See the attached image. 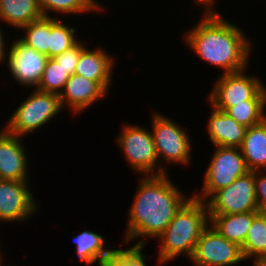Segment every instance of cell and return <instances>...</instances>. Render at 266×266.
<instances>
[{"mask_svg":"<svg viewBox=\"0 0 266 266\" xmlns=\"http://www.w3.org/2000/svg\"><path fill=\"white\" fill-rule=\"evenodd\" d=\"M43 15L37 0H0V20L22 29Z\"/></svg>","mask_w":266,"mask_h":266,"instance_id":"19","label":"cell"},{"mask_svg":"<svg viewBox=\"0 0 266 266\" xmlns=\"http://www.w3.org/2000/svg\"><path fill=\"white\" fill-rule=\"evenodd\" d=\"M206 200L209 214L259 212L255 196V171H248Z\"/></svg>","mask_w":266,"mask_h":266,"instance_id":"8","label":"cell"},{"mask_svg":"<svg viewBox=\"0 0 266 266\" xmlns=\"http://www.w3.org/2000/svg\"><path fill=\"white\" fill-rule=\"evenodd\" d=\"M60 97L55 93L34 88L17 109L10 115L4 130L24 138L26 134L48 124L62 110Z\"/></svg>","mask_w":266,"mask_h":266,"instance_id":"4","label":"cell"},{"mask_svg":"<svg viewBox=\"0 0 266 266\" xmlns=\"http://www.w3.org/2000/svg\"><path fill=\"white\" fill-rule=\"evenodd\" d=\"M144 246H132L124 249H114L112 254L107 258L104 266H146L145 259L147 256L142 253Z\"/></svg>","mask_w":266,"mask_h":266,"instance_id":"27","label":"cell"},{"mask_svg":"<svg viewBox=\"0 0 266 266\" xmlns=\"http://www.w3.org/2000/svg\"><path fill=\"white\" fill-rule=\"evenodd\" d=\"M115 61L107 51L99 49L90 50L86 46L81 50L74 74L96 81L107 93L112 86V73Z\"/></svg>","mask_w":266,"mask_h":266,"instance_id":"15","label":"cell"},{"mask_svg":"<svg viewBox=\"0 0 266 266\" xmlns=\"http://www.w3.org/2000/svg\"><path fill=\"white\" fill-rule=\"evenodd\" d=\"M0 258H3L2 250H1V245H0Z\"/></svg>","mask_w":266,"mask_h":266,"instance_id":"34","label":"cell"},{"mask_svg":"<svg viewBox=\"0 0 266 266\" xmlns=\"http://www.w3.org/2000/svg\"><path fill=\"white\" fill-rule=\"evenodd\" d=\"M3 34H4V33H3L2 29L0 28V64H2L5 60H7V56H8V54H6V53H8L7 49H9V48H7V46H6V44H7L8 42H5V41H4V40H5L4 37H6V36H4ZM4 42H5V43H4ZM6 51H7V52H6Z\"/></svg>","mask_w":266,"mask_h":266,"instance_id":"30","label":"cell"},{"mask_svg":"<svg viewBox=\"0 0 266 266\" xmlns=\"http://www.w3.org/2000/svg\"><path fill=\"white\" fill-rule=\"evenodd\" d=\"M5 62L12 78L21 86L36 88L41 79L48 57L28 47L20 39L8 47Z\"/></svg>","mask_w":266,"mask_h":266,"instance_id":"11","label":"cell"},{"mask_svg":"<svg viewBox=\"0 0 266 266\" xmlns=\"http://www.w3.org/2000/svg\"><path fill=\"white\" fill-rule=\"evenodd\" d=\"M29 181L0 179V222H23L38 210Z\"/></svg>","mask_w":266,"mask_h":266,"instance_id":"12","label":"cell"},{"mask_svg":"<svg viewBox=\"0 0 266 266\" xmlns=\"http://www.w3.org/2000/svg\"><path fill=\"white\" fill-rule=\"evenodd\" d=\"M213 109L208 121L209 140L213 146L240 148L246 132V127L236 122L225 112Z\"/></svg>","mask_w":266,"mask_h":266,"instance_id":"16","label":"cell"},{"mask_svg":"<svg viewBox=\"0 0 266 266\" xmlns=\"http://www.w3.org/2000/svg\"><path fill=\"white\" fill-rule=\"evenodd\" d=\"M253 262L252 265L253 266H266V254L252 258Z\"/></svg>","mask_w":266,"mask_h":266,"instance_id":"32","label":"cell"},{"mask_svg":"<svg viewBox=\"0 0 266 266\" xmlns=\"http://www.w3.org/2000/svg\"><path fill=\"white\" fill-rule=\"evenodd\" d=\"M209 223L206 203L193 196L189 198L175 213L164 232L157 237L161 242L157 262L166 264L181 254H186L190 259L201 233Z\"/></svg>","mask_w":266,"mask_h":266,"instance_id":"3","label":"cell"},{"mask_svg":"<svg viewBox=\"0 0 266 266\" xmlns=\"http://www.w3.org/2000/svg\"><path fill=\"white\" fill-rule=\"evenodd\" d=\"M190 260L195 266H233L245 261L241 247L210 224L201 233Z\"/></svg>","mask_w":266,"mask_h":266,"instance_id":"9","label":"cell"},{"mask_svg":"<svg viewBox=\"0 0 266 266\" xmlns=\"http://www.w3.org/2000/svg\"><path fill=\"white\" fill-rule=\"evenodd\" d=\"M244 70L221 74L209 95V104L217 110L251 100L265 85L258 76H248Z\"/></svg>","mask_w":266,"mask_h":266,"instance_id":"10","label":"cell"},{"mask_svg":"<svg viewBox=\"0 0 266 266\" xmlns=\"http://www.w3.org/2000/svg\"><path fill=\"white\" fill-rule=\"evenodd\" d=\"M85 43H81L80 41L67 51L62 54L55 56L52 58L58 65L63 67L66 71H68L69 75L75 73L76 66L80 57V52L84 48Z\"/></svg>","mask_w":266,"mask_h":266,"instance_id":"28","label":"cell"},{"mask_svg":"<svg viewBox=\"0 0 266 266\" xmlns=\"http://www.w3.org/2000/svg\"><path fill=\"white\" fill-rule=\"evenodd\" d=\"M106 95L108 93L96 81L72 74L59 97L63 108L68 106L71 111L80 114Z\"/></svg>","mask_w":266,"mask_h":266,"instance_id":"14","label":"cell"},{"mask_svg":"<svg viewBox=\"0 0 266 266\" xmlns=\"http://www.w3.org/2000/svg\"><path fill=\"white\" fill-rule=\"evenodd\" d=\"M69 77L68 71L58 65L52 58H48L41 79L35 89L60 95Z\"/></svg>","mask_w":266,"mask_h":266,"instance_id":"25","label":"cell"},{"mask_svg":"<svg viewBox=\"0 0 266 266\" xmlns=\"http://www.w3.org/2000/svg\"><path fill=\"white\" fill-rule=\"evenodd\" d=\"M3 258H0V266L3 264L2 262L4 261V260H2Z\"/></svg>","mask_w":266,"mask_h":266,"instance_id":"35","label":"cell"},{"mask_svg":"<svg viewBox=\"0 0 266 266\" xmlns=\"http://www.w3.org/2000/svg\"><path fill=\"white\" fill-rule=\"evenodd\" d=\"M255 196L259 212H266V175L255 171Z\"/></svg>","mask_w":266,"mask_h":266,"instance_id":"29","label":"cell"},{"mask_svg":"<svg viewBox=\"0 0 266 266\" xmlns=\"http://www.w3.org/2000/svg\"><path fill=\"white\" fill-rule=\"evenodd\" d=\"M172 120L158 112L152 115L151 133L157 158L167 165H188L192 162V142L184 128Z\"/></svg>","mask_w":266,"mask_h":266,"instance_id":"7","label":"cell"},{"mask_svg":"<svg viewBox=\"0 0 266 266\" xmlns=\"http://www.w3.org/2000/svg\"><path fill=\"white\" fill-rule=\"evenodd\" d=\"M22 137L0 130V179L28 181V158Z\"/></svg>","mask_w":266,"mask_h":266,"instance_id":"13","label":"cell"},{"mask_svg":"<svg viewBox=\"0 0 266 266\" xmlns=\"http://www.w3.org/2000/svg\"><path fill=\"white\" fill-rule=\"evenodd\" d=\"M184 37L194 54L210 65L223 69L221 74L246 71L251 40L220 12L204 11L202 19Z\"/></svg>","mask_w":266,"mask_h":266,"instance_id":"2","label":"cell"},{"mask_svg":"<svg viewBox=\"0 0 266 266\" xmlns=\"http://www.w3.org/2000/svg\"><path fill=\"white\" fill-rule=\"evenodd\" d=\"M125 160L132 169L144 176L167 174L166 166H161L155 151L151 131L138 125H124L116 140Z\"/></svg>","mask_w":266,"mask_h":266,"instance_id":"5","label":"cell"},{"mask_svg":"<svg viewBox=\"0 0 266 266\" xmlns=\"http://www.w3.org/2000/svg\"><path fill=\"white\" fill-rule=\"evenodd\" d=\"M139 181L128 210L124 238L130 243L143 237L134 246H145V239L159 237L189 198L174 185L168 174L144 176Z\"/></svg>","mask_w":266,"mask_h":266,"instance_id":"1","label":"cell"},{"mask_svg":"<svg viewBox=\"0 0 266 266\" xmlns=\"http://www.w3.org/2000/svg\"><path fill=\"white\" fill-rule=\"evenodd\" d=\"M259 212H244L232 215L209 214L210 225L228 241L243 245L253 218Z\"/></svg>","mask_w":266,"mask_h":266,"instance_id":"18","label":"cell"},{"mask_svg":"<svg viewBox=\"0 0 266 266\" xmlns=\"http://www.w3.org/2000/svg\"><path fill=\"white\" fill-rule=\"evenodd\" d=\"M76 245V255L84 264L92 265L98 261L99 266H104L107 258L112 254L114 249L106 248V241L101 234L90 230L83 231L73 237Z\"/></svg>","mask_w":266,"mask_h":266,"instance_id":"20","label":"cell"},{"mask_svg":"<svg viewBox=\"0 0 266 266\" xmlns=\"http://www.w3.org/2000/svg\"><path fill=\"white\" fill-rule=\"evenodd\" d=\"M240 150L249 171L266 170V118L246 129Z\"/></svg>","mask_w":266,"mask_h":266,"instance_id":"17","label":"cell"},{"mask_svg":"<svg viewBox=\"0 0 266 266\" xmlns=\"http://www.w3.org/2000/svg\"><path fill=\"white\" fill-rule=\"evenodd\" d=\"M266 86L251 100L228 107L224 112L239 124L249 128L266 118Z\"/></svg>","mask_w":266,"mask_h":266,"instance_id":"21","label":"cell"},{"mask_svg":"<svg viewBox=\"0 0 266 266\" xmlns=\"http://www.w3.org/2000/svg\"><path fill=\"white\" fill-rule=\"evenodd\" d=\"M98 11L103 9V6L98 3V1L95 0H88Z\"/></svg>","mask_w":266,"mask_h":266,"instance_id":"33","label":"cell"},{"mask_svg":"<svg viewBox=\"0 0 266 266\" xmlns=\"http://www.w3.org/2000/svg\"><path fill=\"white\" fill-rule=\"evenodd\" d=\"M37 2L42 15L47 17H50V12H54V14L59 13V15H75L91 11L98 12L88 0H37Z\"/></svg>","mask_w":266,"mask_h":266,"instance_id":"26","label":"cell"},{"mask_svg":"<svg viewBox=\"0 0 266 266\" xmlns=\"http://www.w3.org/2000/svg\"><path fill=\"white\" fill-rule=\"evenodd\" d=\"M22 30H25V36L19 37V39L28 47L34 48L48 57L49 17L42 16L24 26Z\"/></svg>","mask_w":266,"mask_h":266,"instance_id":"24","label":"cell"},{"mask_svg":"<svg viewBox=\"0 0 266 266\" xmlns=\"http://www.w3.org/2000/svg\"><path fill=\"white\" fill-rule=\"evenodd\" d=\"M197 5H204L205 11H215L216 0H194Z\"/></svg>","mask_w":266,"mask_h":266,"instance_id":"31","label":"cell"},{"mask_svg":"<svg viewBox=\"0 0 266 266\" xmlns=\"http://www.w3.org/2000/svg\"><path fill=\"white\" fill-rule=\"evenodd\" d=\"M60 21L52 15L49 17L48 58L62 54L80 41L76 37V28Z\"/></svg>","mask_w":266,"mask_h":266,"instance_id":"22","label":"cell"},{"mask_svg":"<svg viewBox=\"0 0 266 266\" xmlns=\"http://www.w3.org/2000/svg\"><path fill=\"white\" fill-rule=\"evenodd\" d=\"M208 168H206L202 191L192 195L206 201L216 191L229 186L238 177L249 171L240 148L215 146Z\"/></svg>","mask_w":266,"mask_h":266,"instance_id":"6","label":"cell"},{"mask_svg":"<svg viewBox=\"0 0 266 266\" xmlns=\"http://www.w3.org/2000/svg\"><path fill=\"white\" fill-rule=\"evenodd\" d=\"M241 251L245 261L266 254V212L253 218Z\"/></svg>","mask_w":266,"mask_h":266,"instance_id":"23","label":"cell"}]
</instances>
